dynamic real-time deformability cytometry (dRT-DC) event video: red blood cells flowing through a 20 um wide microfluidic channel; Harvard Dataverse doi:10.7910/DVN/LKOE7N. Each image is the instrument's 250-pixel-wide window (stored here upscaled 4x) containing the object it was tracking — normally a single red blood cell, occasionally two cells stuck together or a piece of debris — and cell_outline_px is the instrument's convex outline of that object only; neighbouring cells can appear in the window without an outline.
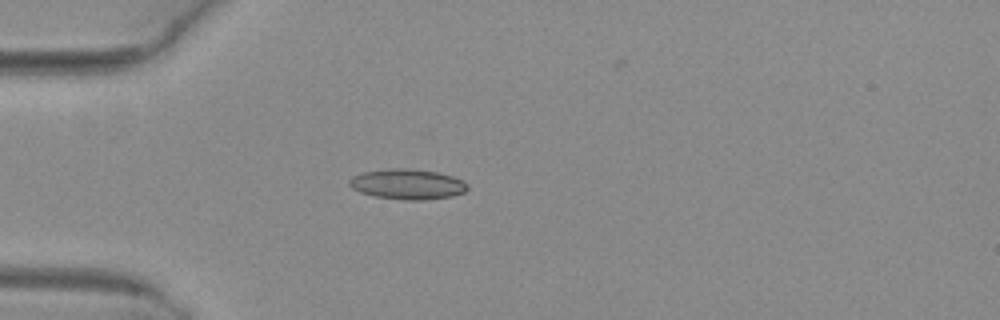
{"species": "common noctule bat (a hibernating species)", "species_latin": "Nyctalus noctula", "temperature_condition": "warm", "stored_images_in_passage": 36, "camera_frame_rate_fps": 3000, "um_per_image_px": 0.085, "animal": {"sex": "female", "body_mass_g": 29.2, "forearm_length_mm": 56.3}, "frame": {"image": 1, "passage_image": 1, "time_ms": 0.0, "image_size_px": [1000, 320], "cell_outline_px": [[468, 188], [464, 192], [452, 196], [424, 200], [404, 200], [376, 196], [360, 192], [352, 188], [348, 184], [348, 180], [352, 176], [364, 172], [384, 168], [404, 168], [440, 172], [452, 176], [468, 184]], "centroid_in_image_um": [34.62, 15.65], "position_along_channel_um": 50.4, "area_um2": 20.92}}
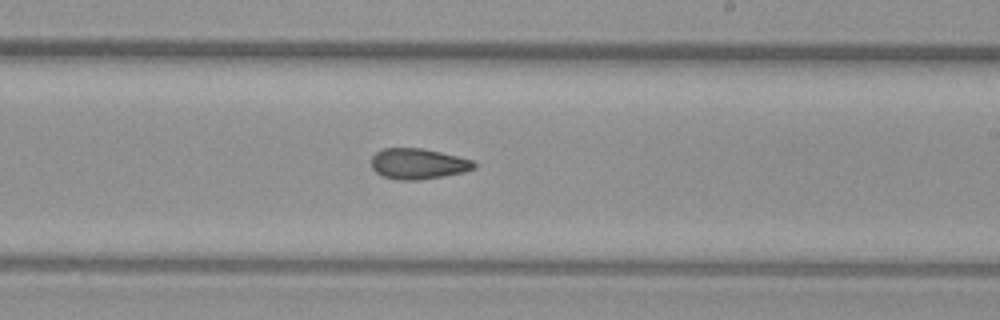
{"frame": {"image": 2, "passage_image": 17, "time_ms": 5.333, "image_size_px": [1000, 320], "cell_outline_px": [[476, 168], [464, 172], [444, 176], [420, 180], [396, 180], [380, 176], [372, 168], [372, 156], [376, 152], [384, 148], [424, 148], [472, 160], [476, 164]], "centroid_in_image_um": [35.52, 13.93], "position_along_channel_um": 253.5, "area_um2": 18.5}}
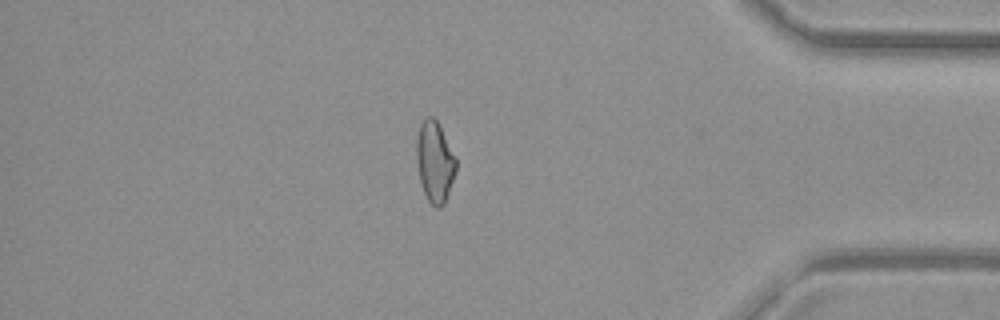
{"frame": {"image": 3, "passage_image": 30, "time_ms": 9.667, "image_size_px": [1000, 320], "cell_outline_px": [[456, 172], [444, 204], [440, 208], [436, 208], [428, 200], [424, 192], [420, 180], [416, 160], [416, 140], [420, 124], [428, 116], [432, 116], [436, 120], [456, 160]], "centroid_in_image_um": [36.94, 13.78], "position_along_channel_um": 398.3, "area_um2": 18.26}, "authors_computed_cell_mechanics": {"area_um2": 18.6116, "velocity_mm_per_s": 4.0922, "shape_relaxation_time_tau1_ms": null, "shape_relaxation_time_tau2_ms": 3.6361, "deformation_change_tau1": null, "deformation_change_tau2": 0.1015}}